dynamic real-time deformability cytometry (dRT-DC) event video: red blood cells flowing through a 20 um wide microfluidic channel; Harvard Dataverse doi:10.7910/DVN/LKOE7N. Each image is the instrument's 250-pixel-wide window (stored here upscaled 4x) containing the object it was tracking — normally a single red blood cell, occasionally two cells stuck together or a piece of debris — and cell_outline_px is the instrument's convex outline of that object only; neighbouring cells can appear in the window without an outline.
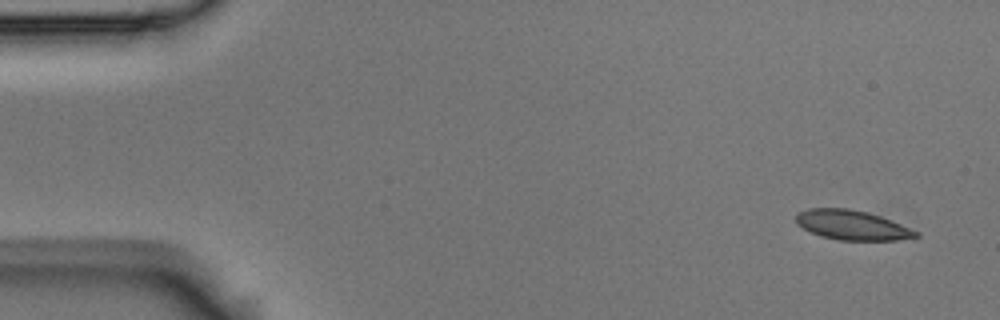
{"species": "Egyptian fruit bat (a non-hibernating species)", "species_latin": "Rousettus aegyptiacus", "temperature_condition": "room temperature", "stored_images_in_passage": 8, "camera_frame_rate_fps": 3000, "um_per_image_px": 0.085, "animal": {"sex": "male"}, "frame": {"image": 1, "passage_image": 1, "time_ms": 0.0, "image_size_px": [1000, 320], "cell_outline_px": [[920, 236], [896, 240], [840, 240], [820, 236], [796, 224], [796, 216], [800, 212], [808, 208], [848, 208], [880, 216], [920, 232]], "centroid_in_image_um": [72.42, 19.13], "position_along_channel_um": 12.6, "area_um2": 20.46}}
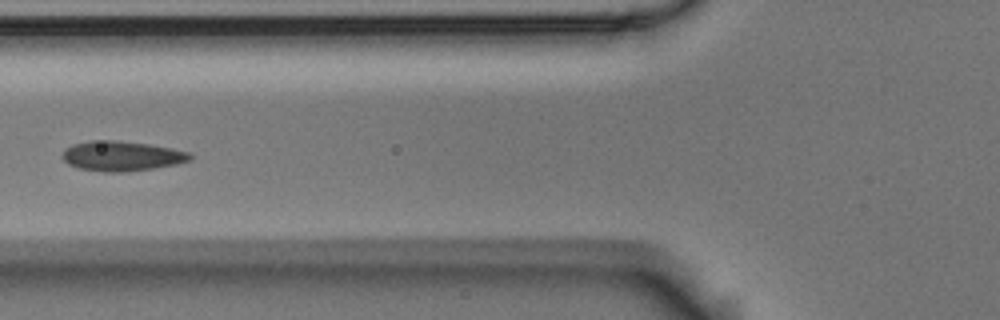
{"frame": {"image": 2, "passage_image": 6, "time_ms": 1.667, "image_size_px": [1000, 320], "cell_outline_px": [[192, 156], [188, 160], [176, 164], [128, 172], [104, 172], [80, 168], [68, 164], [60, 156], [64, 148], [72, 144], [92, 140], [120, 140], [148, 144], [172, 148], [188, 152]], "centroid_in_image_um": [10.28, 13.25], "position_along_channel_um": 115.5, "area_um2": 22.31}}
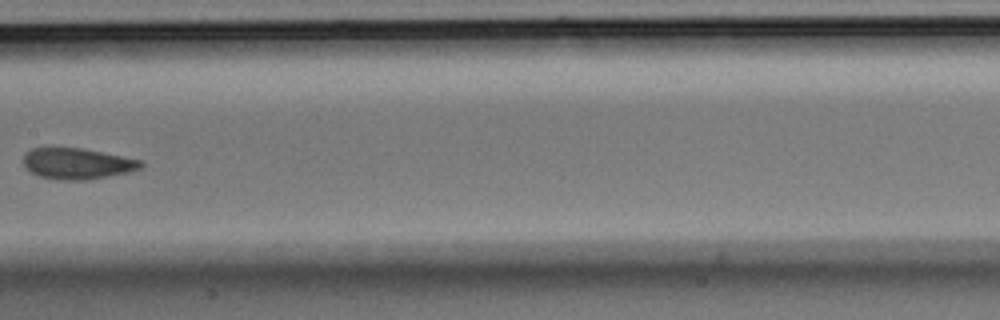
{"frame": {"image": 3, "passage_image": 8, "time_ms": 2.333, "image_size_px": [1000, 320], "cell_outline_px": [[144, 164], [140, 168], [128, 172], [88, 180], [56, 180], [40, 176], [32, 172], [24, 164], [24, 156], [32, 148], [80, 148], [140, 160]], "centroid_in_image_um": [6.56, 13.92], "position_along_channel_um": 200.8, "area_um2": 20.81}}